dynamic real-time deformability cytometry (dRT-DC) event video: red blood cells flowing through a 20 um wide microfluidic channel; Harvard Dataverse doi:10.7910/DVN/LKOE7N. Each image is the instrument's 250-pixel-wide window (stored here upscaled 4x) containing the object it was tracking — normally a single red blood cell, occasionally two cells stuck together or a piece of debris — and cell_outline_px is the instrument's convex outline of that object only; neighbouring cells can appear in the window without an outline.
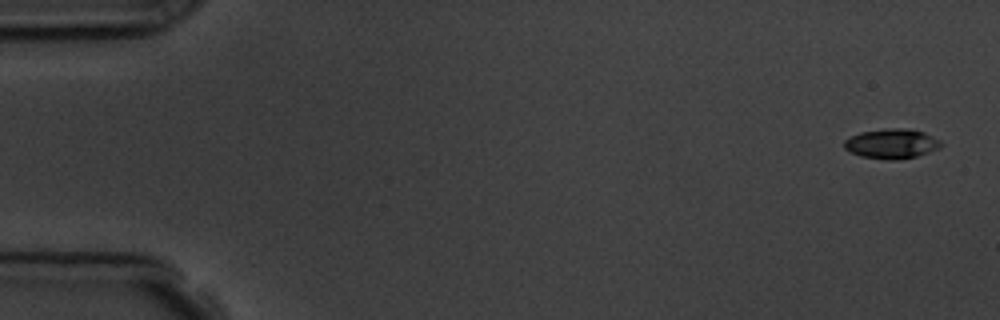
{"species": "common noctule bat (a hibernating species)", "species_latin": "Nyctalus noctula", "temperature_condition": "room temperature", "stored_images_in_passage": 5, "camera_frame_rate_fps": 3000, "um_per_image_px": 0.085, "animal": {"sex": "male", "body_mass_g": 19.5, "forearm_length_mm": 54.6}, "frame": {"image": 1, "passage_image": 1, "time_ms": 0.0, "image_size_px": [1000, 320], "cell_outline_px": [[944, 144], [940, 148], [916, 156], [896, 160], [888, 160], [860, 156], [844, 148], [844, 140], [860, 132], [888, 128], [904, 128], [924, 132], [940, 140]], "centroid_in_image_um": [75.81, 12.21], "position_along_channel_um": 9.2, "area_um2": 16.76}}
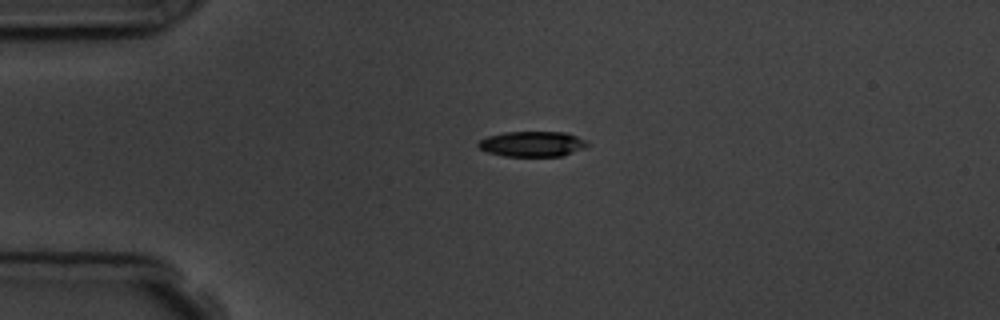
{"frame": {"image": 2, "passage_image": 4, "time_ms": 3.667, "image_size_px": [1000, 320], "cell_outline_px": [[588, 144], [584, 148], [564, 156], [504, 156], [488, 152], [480, 148], [476, 144], [480, 140], [488, 136], [504, 132], [564, 132], [576, 136], [584, 140]], "centroid_in_image_um": [45.23, 12.24], "position_along_channel_um": 39.8, "area_um2": 16.01}}